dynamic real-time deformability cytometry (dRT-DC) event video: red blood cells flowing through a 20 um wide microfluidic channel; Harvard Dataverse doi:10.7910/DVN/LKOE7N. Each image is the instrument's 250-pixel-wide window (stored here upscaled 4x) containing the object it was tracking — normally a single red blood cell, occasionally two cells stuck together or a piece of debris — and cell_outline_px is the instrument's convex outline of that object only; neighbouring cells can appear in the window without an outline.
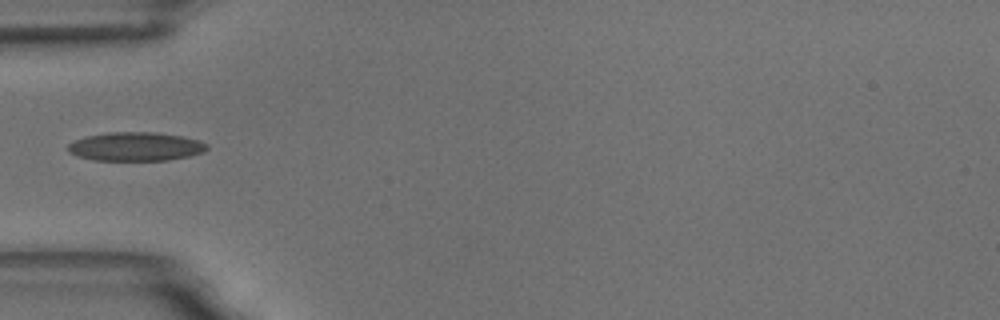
{"species": "common noctule bat (a hibernating species)", "species_latin": "Nyctalus noctula", "temperature_condition": "room temperature", "stored_images_in_passage": 4, "camera_frame_rate_fps": 3000, "um_per_image_px": 0.085, "animal": {"sex": "male", "body_mass_g": 18.8}, "frame": {"image": 1, "passage_image": 4, "time_ms": 4.333, "image_size_px": [1000, 320], "cell_outline_px": [[208, 148], [204, 152], [188, 156], [168, 160], [92, 160], [76, 156], [68, 152], [68, 144], [84, 136], [108, 132], [156, 132], [184, 136], [200, 140], [208, 144]], "centroid_in_image_um": [11.54, 12.45], "position_along_channel_um": 73.5, "area_um2": 23.52}}